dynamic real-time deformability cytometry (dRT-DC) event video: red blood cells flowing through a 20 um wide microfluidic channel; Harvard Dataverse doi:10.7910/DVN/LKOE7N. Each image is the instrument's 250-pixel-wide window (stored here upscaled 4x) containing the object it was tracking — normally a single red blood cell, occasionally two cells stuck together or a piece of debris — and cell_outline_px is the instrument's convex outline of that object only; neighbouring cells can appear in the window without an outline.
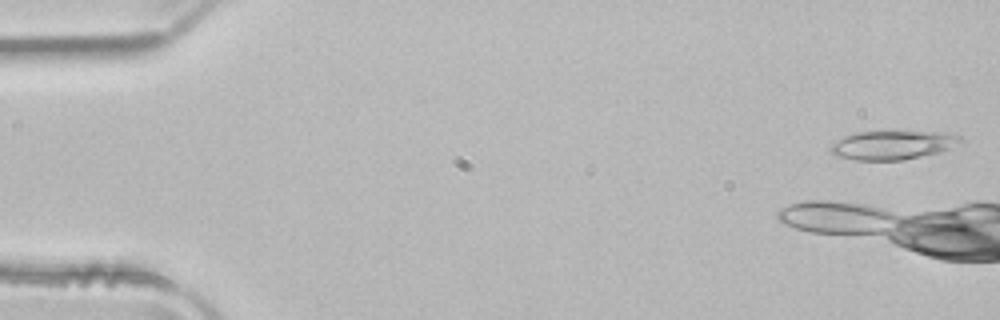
{"species": "common noctule bat (a hibernating species)", "species_latin": "Nyctalus noctula", "temperature_condition": "room temperature", "stored_images_in_passage": 7, "camera_frame_rate_fps": 3000, "um_per_image_px": 0.085, "animal": {"sex": "male", "body_mass_g": 21.5, "forearm_length_mm": 52.0}, "frame": {"image": 1, "passage_image": 1, "time_ms": 0.0, "image_size_px": [1000, 320], "cell_outline_px": [[964, 140], [952, 148], [940, 152], [900, 160], [856, 160], [836, 156], [832, 152], [832, 144], [836, 140], [852, 132], [888, 128], [940, 132], [960, 136]], "centroid_in_image_um": [75.88, 12.26], "position_along_channel_um": 9.1, "area_um2": 22.89}}